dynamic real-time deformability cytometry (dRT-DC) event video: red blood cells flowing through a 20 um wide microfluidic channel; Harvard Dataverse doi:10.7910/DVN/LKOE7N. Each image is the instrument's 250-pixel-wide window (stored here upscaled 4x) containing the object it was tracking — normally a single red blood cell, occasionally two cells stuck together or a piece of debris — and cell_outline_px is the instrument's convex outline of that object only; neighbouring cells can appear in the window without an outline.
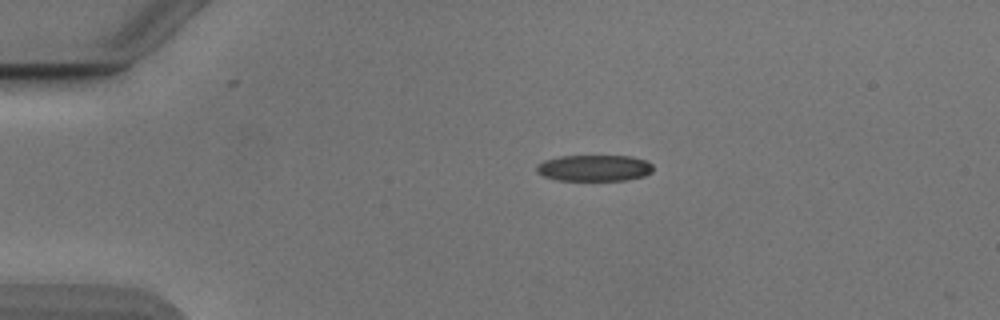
{"species": "Egyptian fruit bat (a non-hibernating species)", "species_latin": "Rousettus aegyptiacus", "temperature_condition": "cold", "stored_images_in_passage": 5, "camera_frame_rate_fps": 3000, "um_per_image_px": 0.085, "animal": {"sex": "male"}, "frame": {"image": 1, "passage_image": 1, "time_ms": 0.0, "image_size_px": [1000, 320], "cell_outline_px": [[652, 172], [644, 176], [628, 180], [556, 180], [544, 176], [536, 172], [536, 164], [544, 160], [560, 156], [632, 156], [644, 160], [652, 164]], "centroid_in_image_um": [50.49, 14.28], "position_along_channel_um": 34.5, "area_um2": 17.92}}